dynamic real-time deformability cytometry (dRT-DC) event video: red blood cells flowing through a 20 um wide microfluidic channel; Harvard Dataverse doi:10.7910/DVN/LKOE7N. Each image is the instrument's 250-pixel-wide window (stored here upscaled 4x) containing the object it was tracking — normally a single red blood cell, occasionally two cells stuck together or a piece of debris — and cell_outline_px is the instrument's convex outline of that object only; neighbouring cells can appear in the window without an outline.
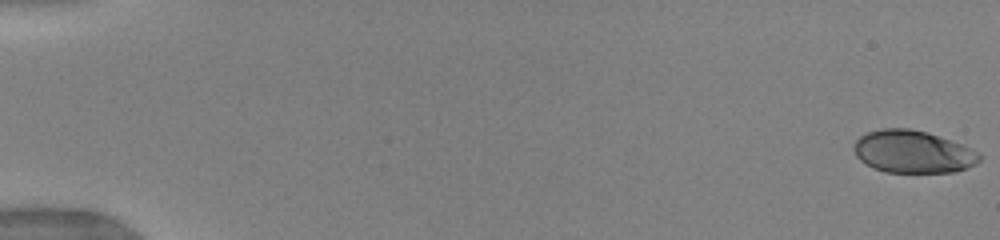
{"species": "human", "species_latin": "Homo sapiens", "temperature_condition": "warm", "stored_images_in_passage": 29, "camera_frame_rate_fps": 3000, "um_per_image_px": 0.085, "donor": {"sex": "female"}, "frame": {"image": 1, "passage_image": 1, "time_ms": 0.0, "image_size_px": [1000, 240], "cell_outline_px": [[980, 160], [976, 164], [968, 168], [956, 172], [884, 172], [872, 168], [860, 160], [856, 156], [852, 148], [856, 140], [860, 136], [868, 132], [884, 128], [908, 128], [928, 132], [960, 144], [976, 152], [980, 156]], "centroid_in_image_um": [77.55, 12.91], "position_along_channel_um": 7.4, "area_um2": 31.04}}
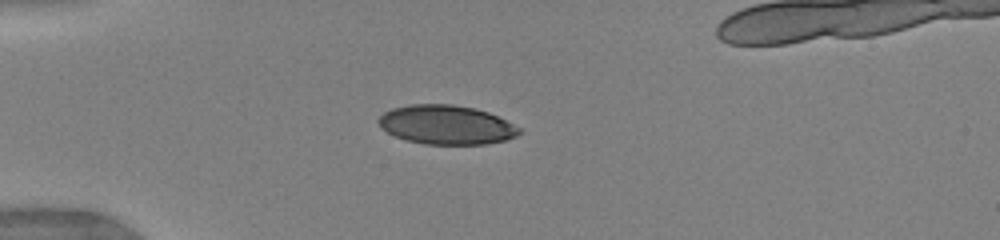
{"frame": {"image": 2, "passage_image": 26, "time_ms": 4.667, "image_size_px": [1000, 240], "cell_outline_px": [[524, 132], [516, 136], [504, 140], [484, 144], [424, 144], [408, 140], [396, 136], [388, 132], [380, 124], [380, 116], [384, 112], [392, 108], [408, 104], [452, 104], [476, 108], [488, 112], [524, 128]], "centroid_in_image_um": [38.01, 10.6], "position_along_channel_um": 47.0, "area_um2": 32.08}}